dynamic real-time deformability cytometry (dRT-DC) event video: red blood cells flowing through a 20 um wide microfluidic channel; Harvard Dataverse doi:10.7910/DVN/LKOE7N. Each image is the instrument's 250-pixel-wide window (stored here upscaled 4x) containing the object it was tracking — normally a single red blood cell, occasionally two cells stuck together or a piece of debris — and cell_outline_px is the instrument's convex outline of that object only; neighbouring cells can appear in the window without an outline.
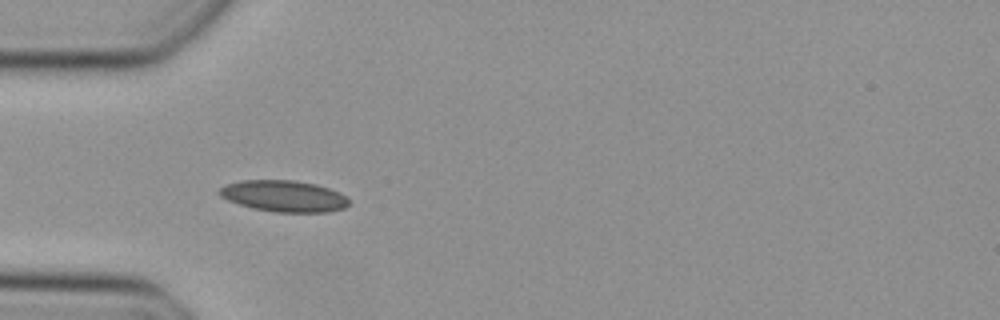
{"species": "Egyptian fruit bat (a non-hibernating species)", "species_latin": "Rousettus aegyptiacus", "temperature_condition": "cold", "stored_images_in_passage": 37, "camera_frame_rate_fps": 3000, "um_per_image_px": 0.085, "animal": {"sex": "female"}, "frame": {"image": 1, "passage_image": 3, "time_ms": 0.667, "image_size_px": [1000, 320], "cell_outline_px": [[348, 204], [344, 208], [328, 212], [276, 212], [252, 208], [228, 200], [220, 196], [216, 192], [220, 188], [228, 184], [240, 180], [292, 180], [316, 184], [340, 192], [348, 200]], "centroid_in_image_um": [24.11, 16.66], "position_along_channel_um": 60.9, "area_um2": 23.58}}
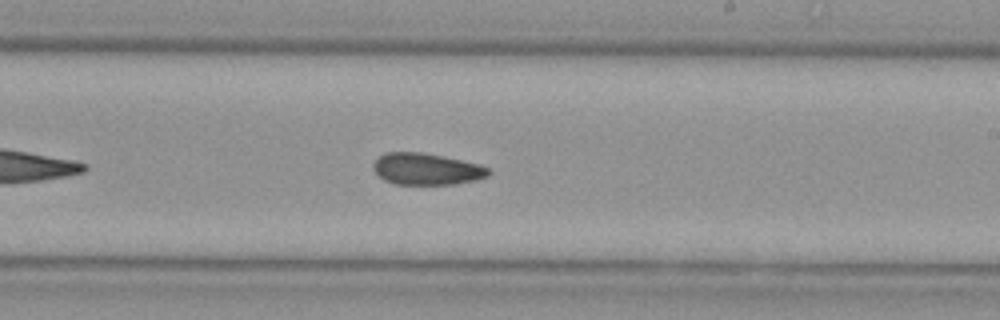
{"frame": {"image": 2, "passage_image": 17, "time_ms": 5.333, "image_size_px": [1000, 320], "cell_outline_px": [[492, 172], [488, 176], [476, 180], [456, 184], [396, 184], [384, 180], [372, 168], [372, 164], [380, 156], [388, 152], [420, 152], [460, 160], [476, 164], [488, 168]], "centroid_in_image_um": [36.25, 14.38], "position_along_channel_um": 252.8, "area_um2": 20.98}}
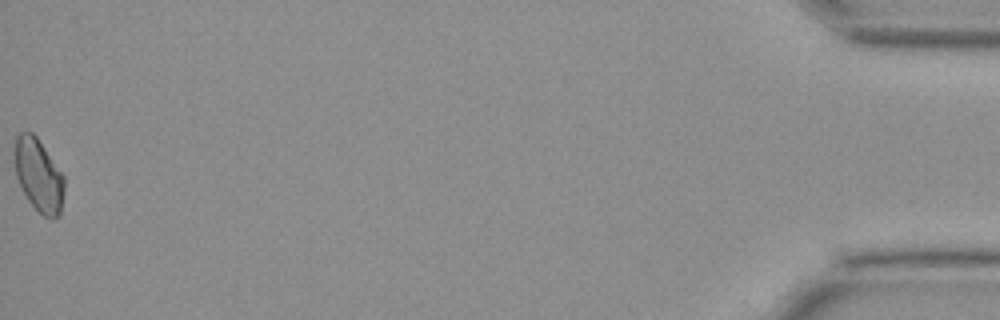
{"frame": {"image": 3, "passage_image": 37, "time_ms": 12.0, "image_size_px": [1000, 320], "cell_outline_px": [[64, 192], [60, 216], [52, 220], [44, 216], [28, 200], [16, 176], [12, 152], [16, 136], [20, 132], [32, 132], [36, 136], [64, 176]], "centroid_in_image_um": [3.27, 14.89], "position_along_channel_um": 431.9, "area_um2": 21.27}}